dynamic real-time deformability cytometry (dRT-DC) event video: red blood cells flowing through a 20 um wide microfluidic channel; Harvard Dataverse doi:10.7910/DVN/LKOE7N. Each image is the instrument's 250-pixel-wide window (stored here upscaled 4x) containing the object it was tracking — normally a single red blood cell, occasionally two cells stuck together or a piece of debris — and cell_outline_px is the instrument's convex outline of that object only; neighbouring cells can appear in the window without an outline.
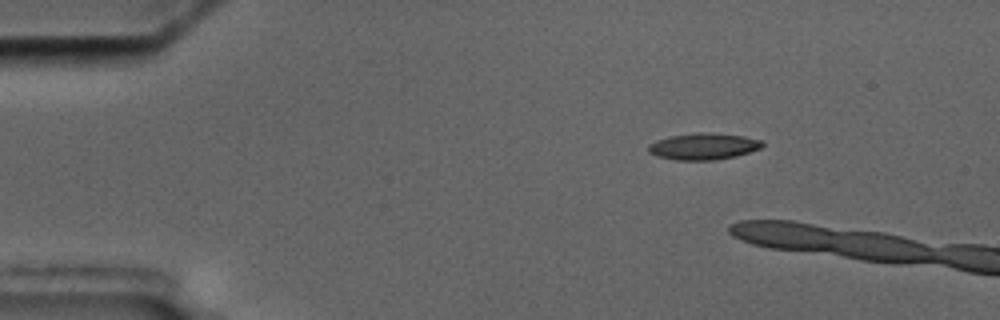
{"species": "common noctule bat (a hibernating species)", "species_latin": "Nyctalus noctula", "temperature_condition": "cold", "stored_images_in_passage": 3, "camera_frame_rate_fps": 3000, "um_per_image_px": 0.085, "animal": {"sex": "male", "body_mass_g": 17.5, "forearm_length_mm": 52.3}, "frame": {"image": 1, "passage_image": 1, "time_ms": 0.0, "image_size_px": [1000, 320], "cell_outline_px": [[764, 144], [760, 148], [736, 156], [716, 160], [676, 160], [656, 156], [648, 152], [648, 144], [656, 140], [668, 136], [696, 132], [712, 132], [744, 136], [764, 140]], "centroid_in_image_um": [59.78, 12.43], "position_along_channel_um": 25.2, "area_um2": 17.92}}